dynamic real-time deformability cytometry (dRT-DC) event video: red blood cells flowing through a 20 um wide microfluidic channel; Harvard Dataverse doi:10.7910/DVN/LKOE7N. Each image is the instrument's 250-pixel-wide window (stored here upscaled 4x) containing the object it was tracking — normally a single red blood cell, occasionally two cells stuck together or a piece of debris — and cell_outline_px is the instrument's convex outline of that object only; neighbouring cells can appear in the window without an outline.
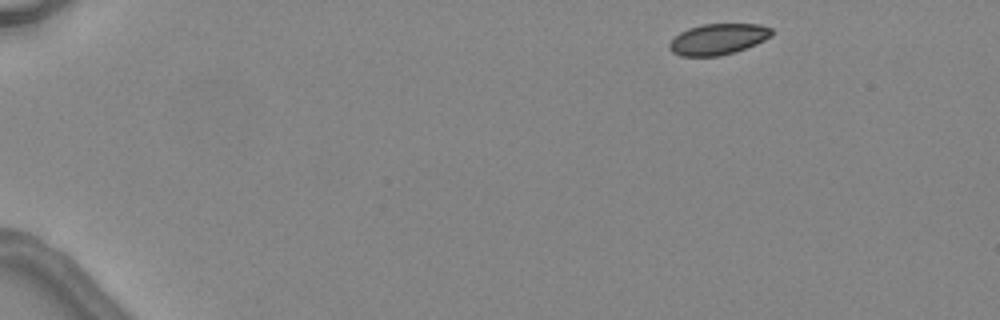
{"species": "common noctule bat (a hibernating species)", "species_latin": "Nyctalus noctula", "temperature_condition": "warm", "stored_images_in_passage": 5, "camera_frame_rate_fps": 3000, "um_per_image_px": 0.085, "animal": {"sex": "female", "body_mass_g": 24.6, "forearm_length_mm": 56.2}, "frame": {"image": 1, "passage_image": 1, "time_ms": 0.0, "image_size_px": [1000, 320], "cell_outline_px": [[772, 36], [756, 44], [736, 52], [720, 56], [680, 56], [672, 52], [668, 48], [668, 44], [680, 32], [688, 28], [704, 24], [760, 24], [772, 28]], "centroid_in_image_um": [61.04, 3.33], "position_along_channel_um": 24.0, "area_um2": 18.55}}
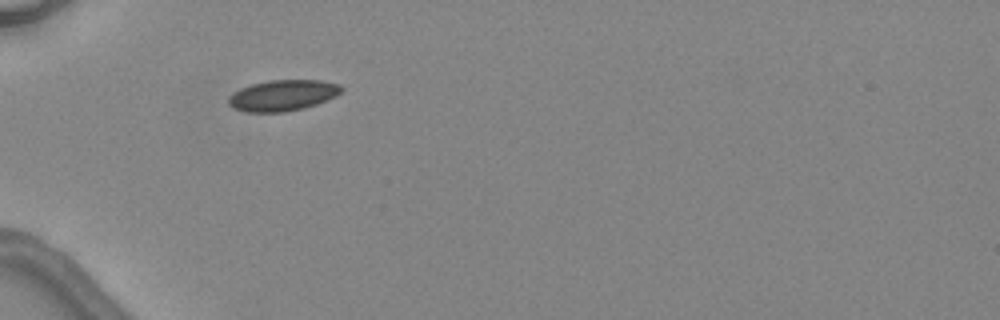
{"frame": {"image": 2, "passage_image": 4, "time_ms": 3.333, "image_size_px": [1000, 320], "cell_outline_px": [[344, 88], [336, 96], [316, 104], [304, 108], [284, 112], [244, 112], [232, 108], [228, 104], [228, 96], [232, 92], [240, 88], [252, 84], [268, 80], [320, 80], [340, 84]], "centroid_in_image_um": [24.0, 8.11], "position_along_channel_um": 61.0, "area_um2": 20.58}}